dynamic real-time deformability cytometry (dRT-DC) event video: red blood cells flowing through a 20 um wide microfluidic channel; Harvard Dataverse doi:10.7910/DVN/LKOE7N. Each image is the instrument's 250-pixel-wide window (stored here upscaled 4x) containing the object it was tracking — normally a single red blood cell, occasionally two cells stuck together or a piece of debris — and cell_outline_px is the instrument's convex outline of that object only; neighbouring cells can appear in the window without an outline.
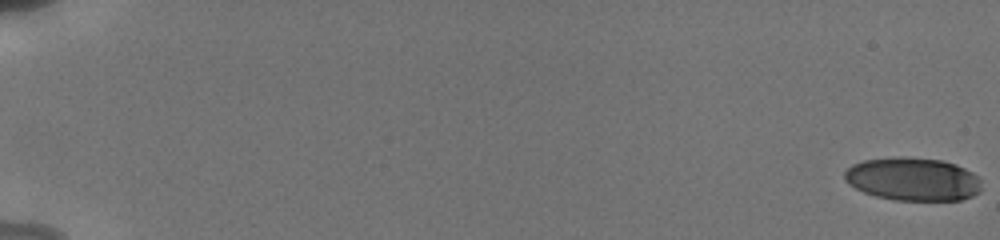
{"species": "human", "species_latin": "Homo sapiens", "temperature_condition": "cold", "stored_images_in_passage": 19, "camera_frame_rate_fps": 3000, "um_per_image_px": 0.085, "donor": {"sex": "male"}, "frame": {"image": 1, "passage_image": 1, "time_ms": 0.0, "image_size_px": [1000, 240], "cell_outline_px": [[980, 192], [972, 196], [960, 200], [896, 200], [876, 196], [864, 192], [848, 184], [844, 180], [844, 172], [852, 164], [864, 160], [904, 156], [944, 160], [956, 164], [980, 176]], "centroid_in_image_um": [77.6, 15.22], "position_along_channel_um": 7.4, "area_um2": 34.68}}
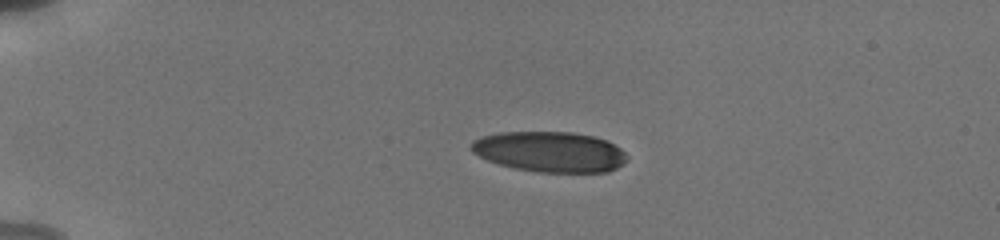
{"frame": {"image": 2, "passage_image": 11, "time_ms": 4.667, "image_size_px": [1000, 240], "cell_outline_px": [[628, 156], [616, 168], [608, 172], [536, 172], [512, 168], [488, 160], [472, 152], [472, 140], [480, 136], [500, 132], [572, 132], [596, 136], [608, 140], [620, 148]], "centroid_in_image_um": [46.73, 12.89], "position_along_channel_um": 38.3, "area_um2": 36.82}}
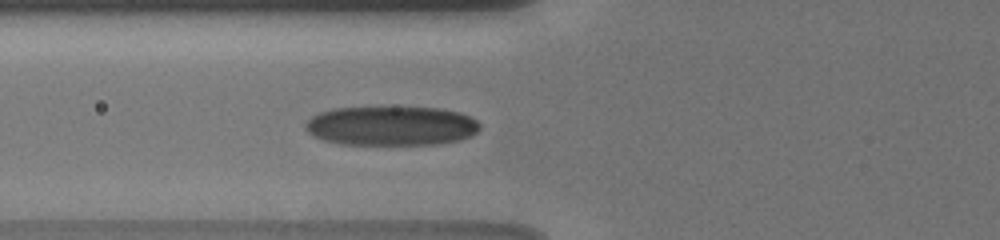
{"frame": {"image": 3, "passage_image": 19, "time_ms": 7.667, "image_size_px": [1000, 240], "cell_outline_px": [[480, 128], [476, 132], [460, 140], [436, 144], [340, 144], [324, 140], [312, 136], [304, 128], [304, 124], [312, 116], [320, 112], [332, 108], [440, 108], [460, 112], [476, 120], [480, 124]], "centroid_in_image_um": [33.23, 10.7], "position_along_channel_um": 92.6, "area_um2": 39.82}}